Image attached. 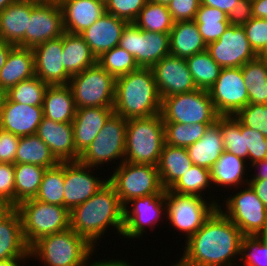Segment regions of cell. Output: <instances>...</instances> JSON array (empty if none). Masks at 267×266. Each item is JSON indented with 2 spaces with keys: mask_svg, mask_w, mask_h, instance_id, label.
Returning a JSON list of instances; mask_svg holds the SVG:
<instances>
[{
  "mask_svg": "<svg viewBox=\"0 0 267 266\" xmlns=\"http://www.w3.org/2000/svg\"><path fill=\"white\" fill-rule=\"evenodd\" d=\"M258 238L267 246V226L265 229L258 235Z\"/></svg>",
  "mask_w": 267,
  "mask_h": 266,
  "instance_id": "obj_66",
  "label": "cell"
},
{
  "mask_svg": "<svg viewBox=\"0 0 267 266\" xmlns=\"http://www.w3.org/2000/svg\"><path fill=\"white\" fill-rule=\"evenodd\" d=\"M127 24L126 21L105 12L80 35L98 58L103 52L119 45L122 31Z\"/></svg>",
  "mask_w": 267,
  "mask_h": 266,
  "instance_id": "obj_24",
  "label": "cell"
},
{
  "mask_svg": "<svg viewBox=\"0 0 267 266\" xmlns=\"http://www.w3.org/2000/svg\"><path fill=\"white\" fill-rule=\"evenodd\" d=\"M35 199L44 203L64 206V162L46 168Z\"/></svg>",
  "mask_w": 267,
  "mask_h": 266,
  "instance_id": "obj_41",
  "label": "cell"
},
{
  "mask_svg": "<svg viewBox=\"0 0 267 266\" xmlns=\"http://www.w3.org/2000/svg\"><path fill=\"white\" fill-rule=\"evenodd\" d=\"M165 144L187 148L200 140L211 124H182L178 122L163 123Z\"/></svg>",
  "mask_w": 267,
  "mask_h": 266,
  "instance_id": "obj_42",
  "label": "cell"
},
{
  "mask_svg": "<svg viewBox=\"0 0 267 266\" xmlns=\"http://www.w3.org/2000/svg\"><path fill=\"white\" fill-rule=\"evenodd\" d=\"M241 134L244 135L245 150H248L249 165L267 159V138L264 135L242 123Z\"/></svg>",
  "mask_w": 267,
  "mask_h": 266,
  "instance_id": "obj_49",
  "label": "cell"
},
{
  "mask_svg": "<svg viewBox=\"0 0 267 266\" xmlns=\"http://www.w3.org/2000/svg\"><path fill=\"white\" fill-rule=\"evenodd\" d=\"M0 197L15 206L14 165L0 163Z\"/></svg>",
  "mask_w": 267,
  "mask_h": 266,
  "instance_id": "obj_53",
  "label": "cell"
},
{
  "mask_svg": "<svg viewBox=\"0 0 267 266\" xmlns=\"http://www.w3.org/2000/svg\"><path fill=\"white\" fill-rule=\"evenodd\" d=\"M5 97V92L0 88V113H1V107H2V102Z\"/></svg>",
  "mask_w": 267,
  "mask_h": 266,
  "instance_id": "obj_68",
  "label": "cell"
},
{
  "mask_svg": "<svg viewBox=\"0 0 267 266\" xmlns=\"http://www.w3.org/2000/svg\"><path fill=\"white\" fill-rule=\"evenodd\" d=\"M255 18L267 19V0H251Z\"/></svg>",
  "mask_w": 267,
  "mask_h": 266,
  "instance_id": "obj_58",
  "label": "cell"
},
{
  "mask_svg": "<svg viewBox=\"0 0 267 266\" xmlns=\"http://www.w3.org/2000/svg\"><path fill=\"white\" fill-rule=\"evenodd\" d=\"M113 114V107H85L76 109L72 126L74 145L79 154L92 143Z\"/></svg>",
  "mask_w": 267,
  "mask_h": 266,
  "instance_id": "obj_25",
  "label": "cell"
},
{
  "mask_svg": "<svg viewBox=\"0 0 267 266\" xmlns=\"http://www.w3.org/2000/svg\"><path fill=\"white\" fill-rule=\"evenodd\" d=\"M246 163L245 159L224 151L210 170L211 183L220 187L236 186V189L242 185L241 188H244L243 184L249 183V180L247 178L244 180L243 177L247 171Z\"/></svg>",
  "mask_w": 267,
  "mask_h": 266,
  "instance_id": "obj_34",
  "label": "cell"
},
{
  "mask_svg": "<svg viewBox=\"0 0 267 266\" xmlns=\"http://www.w3.org/2000/svg\"><path fill=\"white\" fill-rule=\"evenodd\" d=\"M200 5L201 0H172L168 10L174 22L193 21Z\"/></svg>",
  "mask_w": 267,
  "mask_h": 266,
  "instance_id": "obj_52",
  "label": "cell"
},
{
  "mask_svg": "<svg viewBox=\"0 0 267 266\" xmlns=\"http://www.w3.org/2000/svg\"><path fill=\"white\" fill-rule=\"evenodd\" d=\"M16 1L18 0H0V11L4 10L7 6Z\"/></svg>",
  "mask_w": 267,
  "mask_h": 266,
  "instance_id": "obj_65",
  "label": "cell"
},
{
  "mask_svg": "<svg viewBox=\"0 0 267 266\" xmlns=\"http://www.w3.org/2000/svg\"><path fill=\"white\" fill-rule=\"evenodd\" d=\"M252 1L239 0L228 14L230 25L243 26L253 18Z\"/></svg>",
  "mask_w": 267,
  "mask_h": 266,
  "instance_id": "obj_55",
  "label": "cell"
},
{
  "mask_svg": "<svg viewBox=\"0 0 267 266\" xmlns=\"http://www.w3.org/2000/svg\"><path fill=\"white\" fill-rule=\"evenodd\" d=\"M150 1L156 2V3H160V4L164 5V6H168L171 3L172 0H150Z\"/></svg>",
  "mask_w": 267,
  "mask_h": 266,
  "instance_id": "obj_67",
  "label": "cell"
},
{
  "mask_svg": "<svg viewBox=\"0 0 267 266\" xmlns=\"http://www.w3.org/2000/svg\"><path fill=\"white\" fill-rule=\"evenodd\" d=\"M108 226L117 234L124 230V207L114 187L107 182L91 198L70 211V228L86 238L94 247Z\"/></svg>",
  "mask_w": 267,
  "mask_h": 266,
  "instance_id": "obj_2",
  "label": "cell"
},
{
  "mask_svg": "<svg viewBox=\"0 0 267 266\" xmlns=\"http://www.w3.org/2000/svg\"><path fill=\"white\" fill-rule=\"evenodd\" d=\"M97 63L115 79L139 68L134 57L119 46L103 52Z\"/></svg>",
  "mask_w": 267,
  "mask_h": 266,
  "instance_id": "obj_45",
  "label": "cell"
},
{
  "mask_svg": "<svg viewBox=\"0 0 267 266\" xmlns=\"http://www.w3.org/2000/svg\"><path fill=\"white\" fill-rule=\"evenodd\" d=\"M243 28L250 46L257 54L267 42V19L253 17Z\"/></svg>",
  "mask_w": 267,
  "mask_h": 266,
  "instance_id": "obj_51",
  "label": "cell"
},
{
  "mask_svg": "<svg viewBox=\"0 0 267 266\" xmlns=\"http://www.w3.org/2000/svg\"><path fill=\"white\" fill-rule=\"evenodd\" d=\"M108 182L114 187L123 206L134 198L161 194V185L157 166L122 162Z\"/></svg>",
  "mask_w": 267,
  "mask_h": 266,
  "instance_id": "obj_8",
  "label": "cell"
},
{
  "mask_svg": "<svg viewBox=\"0 0 267 266\" xmlns=\"http://www.w3.org/2000/svg\"><path fill=\"white\" fill-rule=\"evenodd\" d=\"M14 46L13 44L0 40V70L5 65L8 54Z\"/></svg>",
  "mask_w": 267,
  "mask_h": 266,
  "instance_id": "obj_61",
  "label": "cell"
},
{
  "mask_svg": "<svg viewBox=\"0 0 267 266\" xmlns=\"http://www.w3.org/2000/svg\"><path fill=\"white\" fill-rule=\"evenodd\" d=\"M46 168L33 164H14L15 207L36 197Z\"/></svg>",
  "mask_w": 267,
  "mask_h": 266,
  "instance_id": "obj_37",
  "label": "cell"
},
{
  "mask_svg": "<svg viewBox=\"0 0 267 266\" xmlns=\"http://www.w3.org/2000/svg\"><path fill=\"white\" fill-rule=\"evenodd\" d=\"M207 202L203 197L181 195L166 190V215L171 226L182 231L188 240L218 208L215 200Z\"/></svg>",
  "mask_w": 267,
  "mask_h": 266,
  "instance_id": "obj_10",
  "label": "cell"
},
{
  "mask_svg": "<svg viewBox=\"0 0 267 266\" xmlns=\"http://www.w3.org/2000/svg\"><path fill=\"white\" fill-rule=\"evenodd\" d=\"M16 207L0 197V222L4 220Z\"/></svg>",
  "mask_w": 267,
  "mask_h": 266,
  "instance_id": "obj_62",
  "label": "cell"
},
{
  "mask_svg": "<svg viewBox=\"0 0 267 266\" xmlns=\"http://www.w3.org/2000/svg\"><path fill=\"white\" fill-rule=\"evenodd\" d=\"M160 114L163 123L182 124H213L219 117L209 92L200 89L162 98Z\"/></svg>",
  "mask_w": 267,
  "mask_h": 266,
  "instance_id": "obj_7",
  "label": "cell"
},
{
  "mask_svg": "<svg viewBox=\"0 0 267 266\" xmlns=\"http://www.w3.org/2000/svg\"><path fill=\"white\" fill-rule=\"evenodd\" d=\"M63 66L71 75L83 72L97 63L96 56L80 34L63 33Z\"/></svg>",
  "mask_w": 267,
  "mask_h": 266,
  "instance_id": "obj_33",
  "label": "cell"
},
{
  "mask_svg": "<svg viewBox=\"0 0 267 266\" xmlns=\"http://www.w3.org/2000/svg\"><path fill=\"white\" fill-rule=\"evenodd\" d=\"M123 207L124 230L122 237L133 238V240L134 238H140L145 232L146 226L151 227L153 225L151 227L153 229L161 215H165L163 211L166 212V190L161 194L134 198ZM128 207H131V209Z\"/></svg>",
  "mask_w": 267,
  "mask_h": 266,
  "instance_id": "obj_17",
  "label": "cell"
},
{
  "mask_svg": "<svg viewBox=\"0 0 267 266\" xmlns=\"http://www.w3.org/2000/svg\"><path fill=\"white\" fill-rule=\"evenodd\" d=\"M36 135L49 147L59 162L78 161L72 123H60L43 117Z\"/></svg>",
  "mask_w": 267,
  "mask_h": 266,
  "instance_id": "obj_22",
  "label": "cell"
},
{
  "mask_svg": "<svg viewBox=\"0 0 267 266\" xmlns=\"http://www.w3.org/2000/svg\"><path fill=\"white\" fill-rule=\"evenodd\" d=\"M161 97L151 68H142L116 78L114 114L125 119L160 114Z\"/></svg>",
  "mask_w": 267,
  "mask_h": 266,
  "instance_id": "obj_3",
  "label": "cell"
},
{
  "mask_svg": "<svg viewBox=\"0 0 267 266\" xmlns=\"http://www.w3.org/2000/svg\"><path fill=\"white\" fill-rule=\"evenodd\" d=\"M220 129L224 150L247 160L248 150H245L244 135L241 134V122L235 116H220Z\"/></svg>",
  "mask_w": 267,
  "mask_h": 266,
  "instance_id": "obj_46",
  "label": "cell"
},
{
  "mask_svg": "<svg viewBox=\"0 0 267 266\" xmlns=\"http://www.w3.org/2000/svg\"><path fill=\"white\" fill-rule=\"evenodd\" d=\"M164 144L161 114L127 119L125 162L157 166Z\"/></svg>",
  "mask_w": 267,
  "mask_h": 266,
  "instance_id": "obj_5",
  "label": "cell"
},
{
  "mask_svg": "<svg viewBox=\"0 0 267 266\" xmlns=\"http://www.w3.org/2000/svg\"><path fill=\"white\" fill-rule=\"evenodd\" d=\"M33 76H35V65L32 48L14 46L0 70V88L6 92L19 82Z\"/></svg>",
  "mask_w": 267,
  "mask_h": 266,
  "instance_id": "obj_27",
  "label": "cell"
},
{
  "mask_svg": "<svg viewBox=\"0 0 267 266\" xmlns=\"http://www.w3.org/2000/svg\"><path fill=\"white\" fill-rule=\"evenodd\" d=\"M148 0H108L105 2L106 12L127 23H134L141 9Z\"/></svg>",
  "mask_w": 267,
  "mask_h": 266,
  "instance_id": "obj_50",
  "label": "cell"
},
{
  "mask_svg": "<svg viewBox=\"0 0 267 266\" xmlns=\"http://www.w3.org/2000/svg\"><path fill=\"white\" fill-rule=\"evenodd\" d=\"M172 266H185L184 263L179 259L178 263L176 262L175 265Z\"/></svg>",
  "mask_w": 267,
  "mask_h": 266,
  "instance_id": "obj_70",
  "label": "cell"
},
{
  "mask_svg": "<svg viewBox=\"0 0 267 266\" xmlns=\"http://www.w3.org/2000/svg\"><path fill=\"white\" fill-rule=\"evenodd\" d=\"M32 50L36 77L48 85L69 84L71 75L62 64L63 35L41 43Z\"/></svg>",
  "mask_w": 267,
  "mask_h": 266,
  "instance_id": "obj_20",
  "label": "cell"
},
{
  "mask_svg": "<svg viewBox=\"0 0 267 266\" xmlns=\"http://www.w3.org/2000/svg\"><path fill=\"white\" fill-rule=\"evenodd\" d=\"M240 260L244 266H267V246L258 236H243Z\"/></svg>",
  "mask_w": 267,
  "mask_h": 266,
  "instance_id": "obj_47",
  "label": "cell"
},
{
  "mask_svg": "<svg viewBox=\"0 0 267 266\" xmlns=\"http://www.w3.org/2000/svg\"><path fill=\"white\" fill-rule=\"evenodd\" d=\"M170 55L188 58L196 53L207 50L197 24L194 21L174 22L169 33Z\"/></svg>",
  "mask_w": 267,
  "mask_h": 266,
  "instance_id": "obj_30",
  "label": "cell"
},
{
  "mask_svg": "<svg viewBox=\"0 0 267 266\" xmlns=\"http://www.w3.org/2000/svg\"><path fill=\"white\" fill-rule=\"evenodd\" d=\"M31 12L32 0H18L0 11V40L25 47Z\"/></svg>",
  "mask_w": 267,
  "mask_h": 266,
  "instance_id": "obj_26",
  "label": "cell"
},
{
  "mask_svg": "<svg viewBox=\"0 0 267 266\" xmlns=\"http://www.w3.org/2000/svg\"><path fill=\"white\" fill-rule=\"evenodd\" d=\"M249 103L267 104V61L256 57L241 67Z\"/></svg>",
  "mask_w": 267,
  "mask_h": 266,
  "instance_id": "obj_36",
  "label": "cell"
},
{
  "mask_svg": "<svg viewBox=\"0 0 267 266\" xmlns=\"http://www.w3.org/2000/svg\"><path fill=\"white\" fill-rule=\"evenodd\" d=\"M151 69L161 99L197 89L185 58L168 55Z\"/></svg>",
  "mask_w": 267,
  "mask_h": 266,
  "instance_id": "obj_19",
  "label": "cell"
},
{
  "mask_svg": "<svg viewBox=\"0 0 267 266\" xmlns=\"http://www.w3.org/2000/svg\"><path fill=\"white\" fill-rule=\"evenodd\" d=\"M58 163L49 147L36 134L20 137L15 164H33L51 168Z\"/></svg>",
  "mask_w": 267,
  "mask_h": 266,
  "instance_id": "obj_35",
  "label": "cell"
},
{
  "mask_svg": "<svg viewBox=\"0 0 267 266\" xmlns=\"http://www.w3.org/2000/svg\"><path fill=\"white\" fill-rule=\"evenodd\" d=\"M76 105L69 85H49L43 101V117L60 123H72Z\"/></svg>",
  "mask_w": 267,
  "mask_h": 266,
  "instance_id": "obj_32",
  "label": "cell"
},
{
  "mask_svg": "<svg viewBox=\"0 0 267 266\" xmlns=\"http://www.w3.org/2000/svg\"><path fill=\"white\" fill-rule=\"evenodd\" d=\"M208 92L219 116H235L249 104L248 89L241 67L222 68Z\"/></svg>",
  "mask_w": 267,
  "mask_h": 266,
  "instance_id": "obj_14",
  "label": "cell"
},
{
  "mask_svg": "<svg viewBox=\"0 0 267 266\" xmlns=\"http://www.w3.org/2000/svg\"><path fill=\"white\" fill-rule=\"evenodd\" d=\"M267 208V179L250 180L248 183Z\"/></svg>",
  "mask_w": 267,
  "mask_h": 266,
  "instance_id": "obj_57",
  "label": "cell"
},
{
  "mask_svg": "<svg viewBox=\"0 0 267 266\" xmlns=\"http://www.w3.org/2000/svg\"><path fill=\"white\" fill-rule=\"evenodd\" d=\"M239 0H201V4L205 6L215 7L220 9L227 15L235 8Z\"/></svg>",
  "mask_w": 267,
  "mask_h": 266,
  "instance_id": "obj_56",
  "label": "cell"
},
{
  "mask_svg": "<svg viewBox=\"0 0 267 266\" xmlns=\"http://www.w3.org/2000/svg\"><path fill=\"white\" fill-rule=\"evenodd\" d=\"M211 184L210 170L193 165L169 190L181 195L203 197L202 195L205 193L202 191Z\"/></svg>",
  "mask_w": 267,
  "mask_h": 266,
  "instance_id": "obj_44",
  "label": "cell"
},
{
  "mask_svg": "<svg viewBox=\"0 0 267 266\" xmlns=\"http://www.w3.org/2000/svg\"><path fill=\"white\" fill-rule=\"evenodd\" d=\"M206 45L217 41L230 25L228 15L215 7L200 5L193 20Z\"/></svg>",
  "mask_w": 267,
  "mask_h": 266,
  "instance_id": "obj_38",
  "label": "cell"
},
{
  "mask_svg": "<svg viewBox=\"0 0 267 266\" xmlns=\"http://www.w3.org/2000/svg\"><path fill=\"white\" fill-rule=\"evenodd\" d=\"M134 24L143 31L169 34L174 21L168 6L148 0Z\"/></svg>",
  "mask_w": 267,
  "mask_h": 266,
  "instance_id": "obj_40",
  "label": "cell"
},
{
  "mask_svg": "<svg viewBox=\"0 0 267 266\" xmlns=\"http://www.w3.org/2000/svg\"><path fill=\"white\" fill-rule=\"evenodd\" d=\"M107 259H105V260H101V261H96V262H93V263H87L86 262V264H85V266H133V265H131V263H128V261L126 262V260L124 261V260H114L113 258L111 259V260H107Z\"/></svg>",
  "mask_w": 267,
  "mask_h": 266,
  "instance_id": "obj_60",
  "label": "cell"
},
{
  "mask_svg": "<svg viewBox=\"0 0 267 266\" xmlns=\"http://www.w3.org/2000/svg\"><path fill=\"white\" fill-rule=\"evenodd\" d=\"M211 58L222 68L242 67L257 57L243 26L229 25L217 41L207 45Z\"/></svg>",
  "mask_w": 267,
  "mask_h": 266,
  "instance_id": "obj_16",
  "label": "cell"
},
{
  "mask_svg": "<svg viewBox=\"0 0 267 266\" xmlns=\"http://www.w3.org/2000/svg\"><path fill=\"white\" fill-rule=\"evenodd\" d=\"M246 186L223 200L225 211L220 205L218 209L241 230L243 236H258L267 226V208L251 186Z\"/></svg>",
  "mask_w": 267,
  "mask_h": 266,
  "instance_id": "obj_12",
  "label": "cell"
},
{
  "mask_svg": "<svg viewBox=\"0 0 267 266\" xmlns=\"http://www.w3.org/2000/svg\"><path fill=\"white\" fill-rule=\"evenodd\" d=\"M42 118L43 106L24 105L4 97L0 113L1 129L18 137L33 135Z\"/></svg>",
  "mask_w": 267,
  "mask_h": 266,
  "instance_id": "obj_21",
  "label": "cell"
},
{
  "mask_svg": "<svg viewBox=\"0 0 267 266\" xmlns=\"http://www.w3.org/2000/svg\"><path fill=\"white\" fill-rule=\"evenodd\" d=\"M48 86V84L41 81L38 77L33 76L9 88L5 92V96L10 101L20 104L43 106L44 95Z\"/></svg>",
  "mask_w": 267,
  "mask_h": 266,
  "instance_id": "obj_43",
  "label": "cell"
},
{
  "mask_svg": "<svg viewBox=\"0 0 267 266\" xmlns=\"http://www.w3.org/2000/svg\"><path fill=\"white\" fill-rule=\"evenodd\" d=\"M94 249L86 238L69 227L41 237L29 248V257L37 258L45 266H85Z\"/></svg>",
  "mask_w": 267,
  "mask_h": 266,
  "instance_id": "obj_4",
  "label": "cell"
},
{
  "mask_svg": "<svg viewBox=\"0 0 267 266\" xmlns=\"http://www.w3.org/2000/svg\"><path fill=\"white\" fill-rule=\"evenodd\" d=\"M116 79L98 63L83 72L71 76L69 87L72 90L76 108L113 107Z\"/></svg>",
  "mask_w": 267,
  "mask_h": 266,
  "instance_id": "obj_9",
  "label": "cell"
},
{
  "mask_svg": "<svg viewBox=\"0 0 267 266\" xmlns=\"http://www.w3.org/2000/svg\"><path fill=\"white\" fill-rule=\"evenodd\" d=\"M235 117L245 126L259 131L267 138V104L249 103Z\"/></svg>",
  "mask_w": 267,
  "mask_h": 266,
  "instance_id": "obj_48",
  "label": "cell"
},
{
  "mask_svg": "<svg viewBox=\"0 0 267 266\" xmlns=\"http://www.w3.org/2000/svg\"><path fill=\"white\" fill-rule=\"evenodd\" d=\"M118 46L130 53L142 68H151L170 55L169 34L143 31L134 23L123 29Z\"/></svg>",
  "mask_w": 267,
  "mask_h": 266,
  "instance_id": "obj_13",
  "label": "cell"
},
{
  "mask_svg": "<svg viewBox=\"0 0 267 266\" xmlns=\"http://www.w3.org/2000/svg\"><path fill=\"white\" fill-rule=\"evenodd\" d=\"M192 166L186 148L164 144L157 165L163 189H170Z\"/></svg>",
  "mask_w": 267,
  "mask_h": 266,
  "instance_id": "obj_31",
  "label": "cell"
},
{
  "mask_svg": "<svg viewBox=\"0 0 267 266\" xmlns=\"http://www.w3.org/2000/svg\"><path fill=\"white\" fill-rule=\"evenodd\" d=\"M62 11L58 1L32 0V12L25 32V47L33 48L64 33Z\"/></svg>",
  "mask_w": 267,
  "mask_h": 266,
  "instance_id": "obj_15",
  "label": "cell"
},
{
  "mask_svg": "<svg viewBox=\"0 0 267 266\" xmlns=\"http://www.w3.org/2000/svg\"><path fill=\"white\" fill-rule=\"evenodd\" d=\"M186 149L193 165L211 170L215 162L225 151L220 129V116L217 121L208 126L200 140L191 144Z\"/></svg>",
  "mask_w": 267,
  "mask_h": 266,
  "instance_id": "obj_28",
  "label": "cell"
},
{
  "mask_svg": "<svg viewBox=\"0 0 267 266\" xmlns=\"http://www.w3.org/2000/svg\"><path fill=\"white\" fill-rule=\"evenodd\" d=\"M28 258H11V259H6V260H2L0 261V266H21L20 262L21 261H25Z\"/></svg>",
  "mask_w": 267,
  "mask_h": 266,
  "instance_id": "obj_63",
  "label": "cell"
},
{
  "mask_svg": "<svg viewBox=\"0 0 267 266\" xmlns=\"http://www.w3.org/2000/svg\"><path fill=\"white\" fill-rule=\"evenodd\" d=\"M257 57L267 60V42L263 48L257 53Z\"/></svg>",
  "mask_w": 267,
  "mask_h": 266,
  "instance_id": "obj_64",
  "label": "cell"
},
{
  "mask_svg": "<svg viewBox=\"0 0 267 266\" xmlns=\"http://www.w3.org/2000/svg\"><path fill=\"white\" fill-rule=\"evenodd\" d=\"M180 260L184 263L185 266H204V265H197V264L187 262L182 257H180Z\"/></svg>",
  "mask_w": 267,
  "mask_h": 266,
  "instance_id": "obj_69",
  "label": "cell"
},
{
  "mask_svg": "<svg viewBox=\"0 0 267 266\" xmlns=\"http://www.w3.org/2000/svg\"><path fill=\"white\" fill-rule=\"evenodd\" d=\"M252 167L255 170L257 168L259 171L253 174L252 177H250L251 180L267 179V159L257 161L256 163L251 165V168Z\"/></svg>",
  "mask_w": 267,
  "mask_h": 266,
  "instance_id": "obj_59",
  "label": "cell"
},
{
  "mask_svg": "<svg viewBox=\"0 0 267 266\" xmlns=\"http://www.w3.org/2000/svg\"><path fill=\"white\" fill-rule=\"evenodd\" d=\"M11 258H30L29 247L22 234V221L15 208L0 222V261Z\"/></svg>",
  "mask_w": 267,
  "mask_h": 266,
  "instance_id": "obj_29",
  "label": "cell"
},
{
  "mask_svg": "<svg viewBox=\"0 0 267 266\" xmlns=\"http://www.w3.org/2000/svg\"><path fill=\"white\" fill-rule=\"evenodd\" d=\"M93 169L79 161L64 162V207L69 211L87 201L108 182L92 175Z\"/></svg>",
  "mask_w": 267,
  "mask_h": 266,
  "instance_id": "obj_18",
  "label": "cell"
},
{
  "mask_svg": "<svg viewBox=\"0 0 267 266\" xmlns=\"http://www.w3.org/2000/svg\"><path fill=\"white\" fill-rule=\"evenodd\" d=\"M20 137L0 128V163L15 164Z\"/></svg>",
  "mask_w": 267,
  "mask_h": 266,
  "instance_id": "obj_54",
  "label": "cell"
},
{
  "mask_svg": "<svg viewBox=\"0 0 267 266\" xmlns=\"http://www.w3.org/2000/svg\"><path fill=\"white\" fill-rule=\"evenodd\" d=\"M242 238L241 230L217 208L186 240L182 258L197 265L235 266L234 261L241 263ZM236 255L237 260L234 259Z\"/></svg>",
  "mask_w": 267,
  "mask_h": 266,
  "instance_id": "obj_1",
  "label": "cell"
},
{
  "mask_svg": "<svg viewBox=\"0 0 267 266\" xmlns=\"http://www.w3.org/2000/svg\"><path fill=\"white\" fill-rule=\"evenodd\" d=\"M16 209L22 221L23 238L29 248L41 237L70 227V211L64 206L33 198L21 202Z\"/></svg>",
  "mask_w": 267,
  "mask_h": 266,
  "instance_id": "obj_6",
  "label": "cell"
},
{
  "mask_svg": "<svg viewBox=\"0 0 267 266\" xmlns=\"http://www.w3.org/2000/svg\"><path fill=\"white\" fill-rule=\"evenodd\" d=\"M64 31L81 34L98 20L105 12L101 0H59Z\"/></svg>",
  "mask_w": 267,
  "mask_h": 266,
  "instance_id": "obj_23",
  "label": "cell"
},
{
  "mask_svg": "<svg viewBox=\"0 0 267 266\" xmlns=\"http://www.w3.org/2000/svg\"><path fill=\"white\" fill-rule=\"evenodd\" d=\"M189 71L197 89L208 91L218 79L222 67L219 66L207 50L186 58Z\"/></svg>",
  "mask_w": 267,
  "mask_h": 266,
  "instance_id": "obj_39",
  "label": "cell"
},
{
  "mask_svg": "<svg viewBox=\"0 0 267 266\" xmlns=\"http://www.w3.org/2000/svg\"><path fill=\"white\" fill-rule=\"evenodd\" d=\"M126 128L127 119L113 114L78 161L93 168L120 158L119 164L124 162Z\"/></svg>",
  "mask_w": 267,
  "mask_h": 266,
  "instance_id": "obj_11",
  "label": "cell"
}]
</instances>
